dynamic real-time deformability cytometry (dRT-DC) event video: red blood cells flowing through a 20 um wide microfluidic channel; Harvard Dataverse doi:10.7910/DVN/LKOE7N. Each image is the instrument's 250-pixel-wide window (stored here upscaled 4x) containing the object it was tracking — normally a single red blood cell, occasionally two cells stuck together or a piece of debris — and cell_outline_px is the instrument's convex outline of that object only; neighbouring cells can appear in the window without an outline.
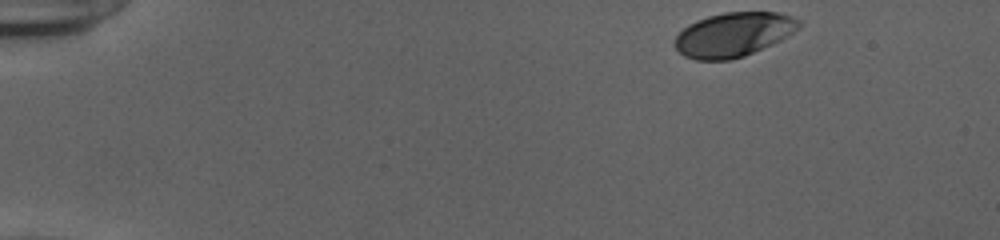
{"species": "human", "species_latin": "Homo sapiens", "temperature_condition": "cold", "stored_images_in_passage": 47, "camera_frame_rate_fps": 3000, "um_per_image_px": 0.085, "donor": {"sex": "female"}, "frame": {"image": 1, "passage_image": 1, "time_ms": 0.0, "image_size_px": [1000, 240], "cell_outline_px": [[804, 24], [780, 40], [772, 44], [744, 56], [728, 60], [696, 60], [684, 56], [672, 44], [676, 36], [688, 24], [696, 20], [708, 16], [724, 12], [776, 12], [792, 16], [800, 20]], "centroid_in_image_um": [62.33, 2.93], "position_along_channel_um": 22.7, "area_um2": 32.02}}
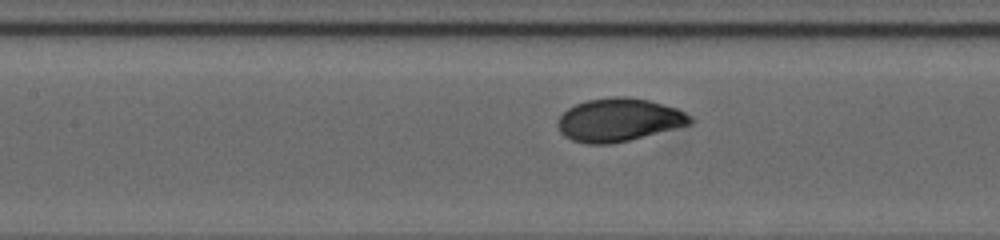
{"frame": {"image": 2, "passage_image": 20, "time_ms": 6.333, "image_size_px": [1000, 240], "cell_outline_px": [[696, 120], [692, 124], [628, 140], [608, 144], [588, 144], [572, 140], [564, 136], [560, 132], [556, 124], [560, 116], [568, 108], [576, 104], [588, 100], [612, 96], [624, 96], [648, 100], [676, 108], [692, 116]], "centroid_in_image_um": [52.6, 10.19], "position_along_channel_um": 154.8, "area_um2": 33.23}}
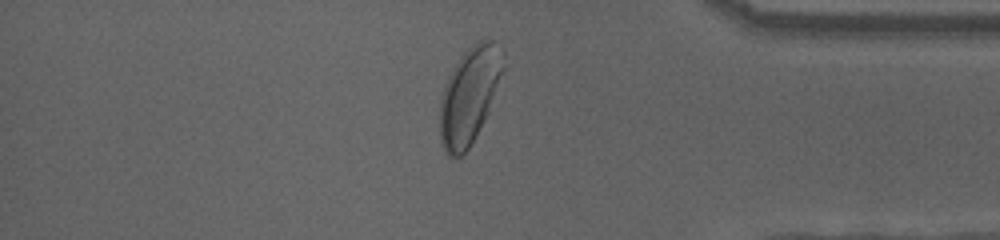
{"frame": {"image": 3, "passage_image": 40, "time_ms": 13.0, "image_size_px": [1000, 240], "cell_outline_px": [[504, 68], [484, 120], [468, 148], [460, 156], [448, 156], [444, 152], [440, 140], [440, 100], [444, 84], [448, 76], [460, 56], [476, 40], [496, 40], [504, 48]], "centroid_in_image_um": [39.89, 8.04], "position_along_channel_um": 395.3, "area_um2": 35.49}, "authors_computed_cell_mechanics": {"area_um2": 32.7726, "velocity_mm_per_s": 3.8612, "shape_relaxation_time_tau1_ms": 2.1864, "shape_relaxation_time_tau2_ms": null, "deformation_change_tau1": 0.1181, "deformation_change_tau2": null}}